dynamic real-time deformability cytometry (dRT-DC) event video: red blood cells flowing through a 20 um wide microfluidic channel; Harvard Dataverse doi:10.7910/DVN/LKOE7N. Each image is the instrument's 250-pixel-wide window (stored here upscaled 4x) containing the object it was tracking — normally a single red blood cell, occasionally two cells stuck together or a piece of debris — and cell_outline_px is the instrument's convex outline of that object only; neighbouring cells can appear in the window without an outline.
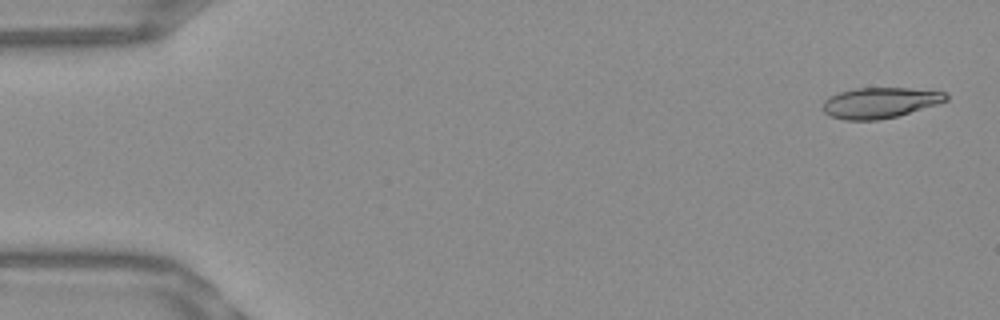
{"species": "Egyptian fruit bat (a non-hibernating species)", "species_latin": "Rousettus aegyptiacus", "temperature_condition": "warm", "stored_images_in_passage": 53, "camera_frame_rate_fps": 3000, "um_per_image_px": 0.085, "frame": {"image": 1, "passage_image": 2, "time_ms": 0.333, "image_size_px": [1000, 320], "cell_outline_px": [[948, 100], [936, 104], [896, 116], [876, 120], [844, 120], [832, 116], [824, 112], [820, 108], [824, 100], [828, 96], [836, 92], [856, 88], [908, 88], [948, 92]], "centroid_in_image_um": [74.74, 8.72], "position_along_channel_um": 10.3, "area_um2": 22.08}}
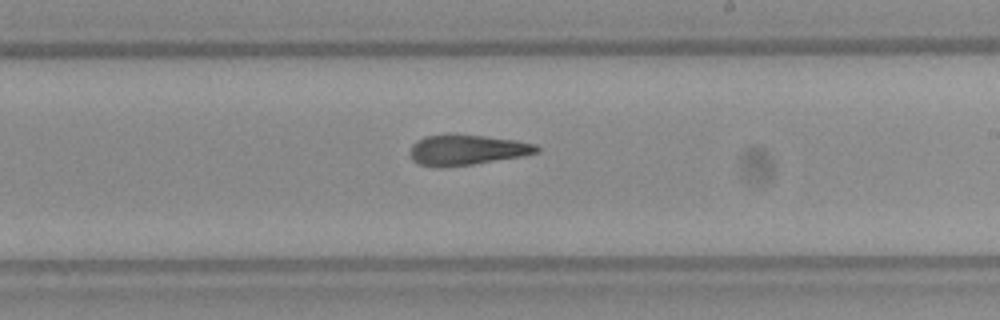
{"frame": {"image": 2, "passage_image": 31, "time_ms": 10.0, "image_size_px": [1000, 320], "cell_outline_px": [[540, 152], [520, 156], [472, 164], [444, 168], [436, 168], [420, 164], [412, 160], [412, 144], [416, 140], [424, 136], [448, 132], [484, 136], [516, 140], [536, 144], [540, 148]], "centroid_in_image_um": [39.65, 12.72], "position_along_channel_um": 249.4, "area_um2": 22.77}}
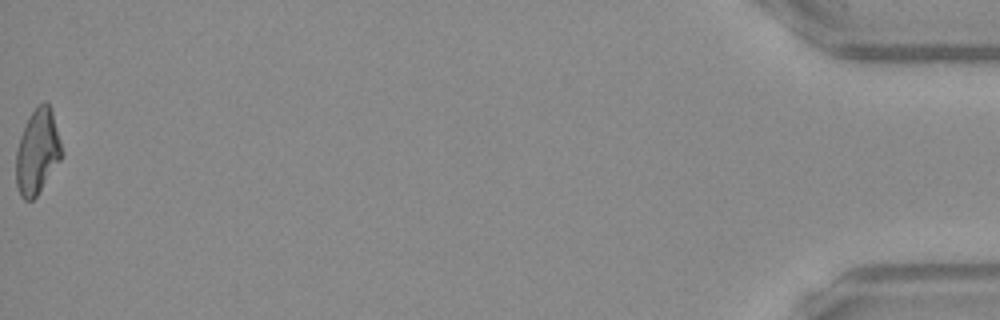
{"frame": {"image": 3, "passage_image": 53, "time_ms": 17.333, "image_size_px": [1000, 320], "cell_outline_px": [[64, 152], [60, 160], [36, 196], [32, 200], [24, 200], [20, 196], [16, 188], [16, 148], [20, 136], [28, 116], [36, 104], [44, 100], [48, 104], [52, 112]], "centroid_in_image_um": [3.16, 12.87], "position_along_channel_um": 432.0, "area_um2": 22.77}, "authors_computed_cell_mechanics": {"area_um2": 22.7154, "velocity_mm_per_s": 3.857, "shape_relaxation_time_tau1_ms": null, "shape_relaxation_time_tau2_ms": 1.8005, "deformation_change_tau1": null, "deformation_change_tau2": 0.1223}}